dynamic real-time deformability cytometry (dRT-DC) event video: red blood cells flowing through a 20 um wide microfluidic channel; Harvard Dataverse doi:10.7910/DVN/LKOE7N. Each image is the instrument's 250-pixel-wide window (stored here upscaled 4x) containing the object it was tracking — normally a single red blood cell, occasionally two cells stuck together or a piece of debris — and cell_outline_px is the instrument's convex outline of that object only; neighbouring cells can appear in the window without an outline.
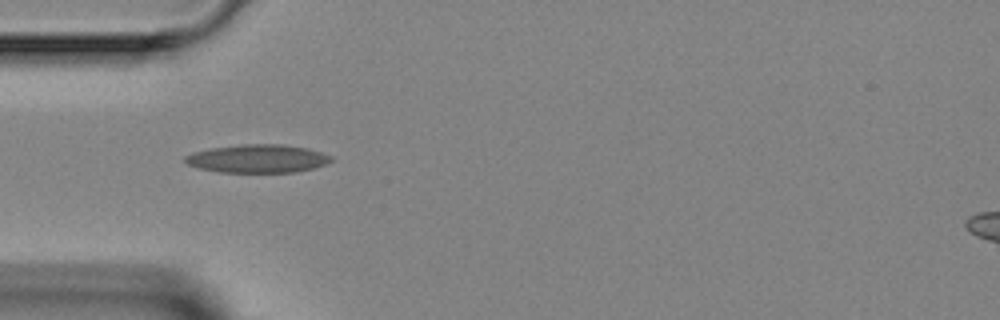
{"species": "Egyptian fruit bat (a non-hibernating species)", "species_latin": "Rousettus aegyptiacus", "temperature_condition": "room temperature", "stored_images_in_passage": 5, "camera_frame_rate_fps": 3000, "um_per_image_px": 0.085, "animal": {"sex": "female"}, "frame": {"image": 1, "passage_image": 4, "time_ms": 3.333, "image_size_px": [1000, 320], "cell_outline_px": [[332, 160], [328, 164], [312, 168], [292, 172], [220, 172], [200, 168], [188, 164], [184, 160], [184, 156], [192, 152], [212, 148], [240, 144], [280, 144], [308, 148], [332, 156]], "centroid_in_image_um": [21.9, 13.47], "position_along_channel_um": 63.1, "area_um2": 23.93}}
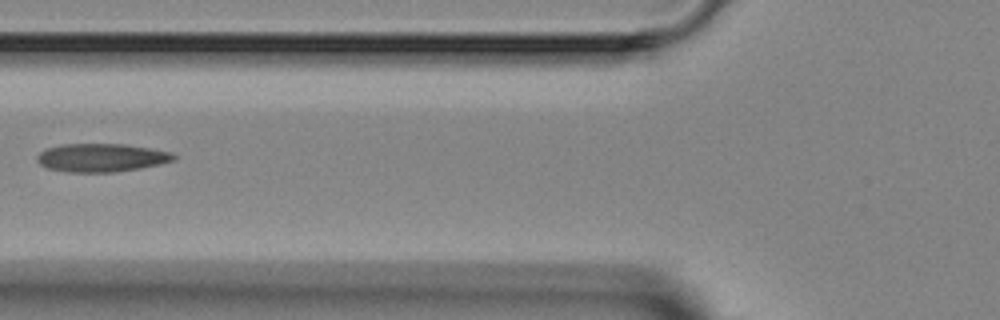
{"frame": {"image": 2, "passage_image": 5, "time_ms": 4.667, "image_size_px": [1000, 320], "cell_outline_px": [[176, 160], [160, 164], [140, 168], [116, 172], [68, 172], [48, 168], [40, 164], [36, 160], [36, 156], [44, 148], [60, 144], [124, 144], [172, 152], [176, 156]], "centroid_in_image_um": [8.6, 13.4], "position_along_channel_um": 117.2, "area_um2": 22.66}}